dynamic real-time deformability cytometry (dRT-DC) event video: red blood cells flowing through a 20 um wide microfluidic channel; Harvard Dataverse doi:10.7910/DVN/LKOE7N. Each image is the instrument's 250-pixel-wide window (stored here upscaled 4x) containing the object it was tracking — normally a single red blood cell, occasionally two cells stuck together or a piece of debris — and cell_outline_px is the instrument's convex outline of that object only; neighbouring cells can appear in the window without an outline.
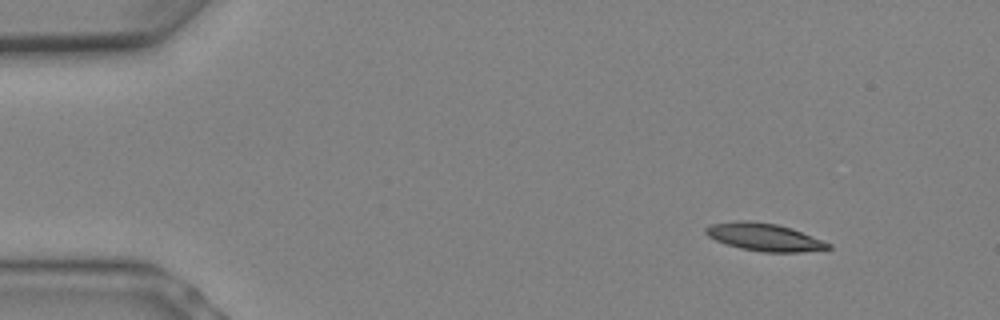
{"species": "Egyptian fruit bat (a non-hibernating species)", "species_latin": "Rousettus aegyptiacus", "temperature_condition": "warm", "stored_images_in_passage": 6, "camera_frame_rate_fps": 3000, "um_per_image_px": 0.085, "animal": {"sex": "female"}, "frame": {"image": 1, "passage_image": 2, "time_ms": 0.333, "image_size_px": [1000, 320], "cell_outline_px": [[832, 248], [800, 252], [764, 252], [740, 248], [716, 240], [708, 236], [704, 232], [704, 228], [708, 224], [736, 220], [748, 220], [776, 224], [792, 228], [832, 244]], "centroid_in_image_um": [64.93, 20.14], "position_along_channel_um": 20.1, "area_um2": 19.77}}
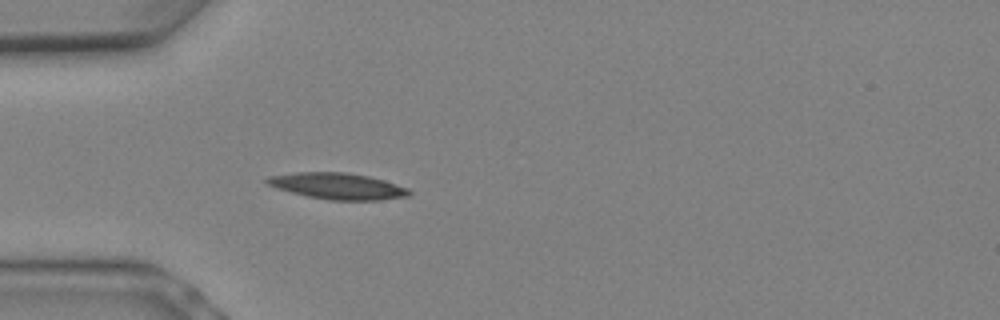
{"frame": {"image": 2, "passage_image": 6, "time_ms": 1.667, "image_size_px": [1000, 320], "cell_outline_px": [[412, 192], [408, 196], [380, 200], [328, 200], [308, 196], [276, 188], [268, 184], [264, 180], [268, 176], [296, 172], [344, 172], [368, 176], [384, 180], [408, 188]], "centroid_in_image_um": [28.7, 15.81], "position_along_channel_um": 56.3, "area_um2": 21.68}}